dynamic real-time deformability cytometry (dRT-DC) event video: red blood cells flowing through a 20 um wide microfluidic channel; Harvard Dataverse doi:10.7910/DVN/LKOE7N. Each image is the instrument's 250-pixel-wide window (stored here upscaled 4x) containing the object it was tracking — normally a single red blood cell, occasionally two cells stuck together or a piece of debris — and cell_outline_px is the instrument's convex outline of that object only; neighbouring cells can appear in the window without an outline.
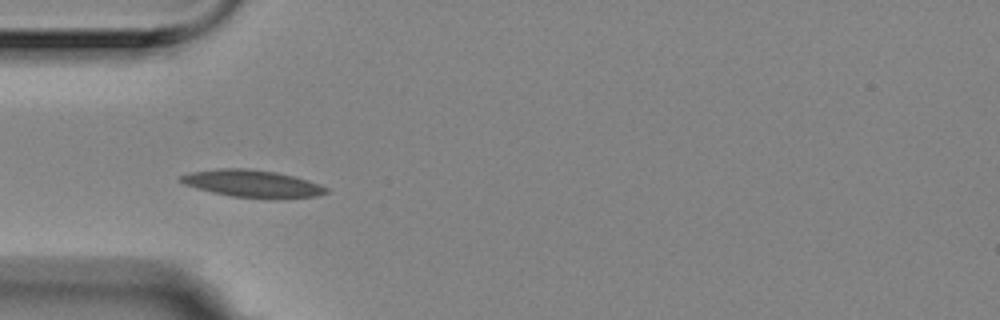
{"species": "Egyptian fruit bat (a non-hibernating species)", "species_latin": "Rousettus aegyptiacus", "temperature_condition": "room temperature", "stored_images_in_passage": 5, "camera_frame_rate_fps": 3000, "um_per_image_px": 0.085, "animal": {"sex": "female"}, "frame": {"image": 1, "passage_image": 4, "time_ms": 1.0, "image_size_px": [1000, 320], "cell_outline_px": [[328, 192], [316, 196], [232, 196], [212, 192], [196, 188], [184, 184], [176, 180], [180, 176], [192, 172], [220, 168], [248, 168], [276, 172], [308, 180], [320, 184], [328, 188]], "centroid_in_image_um": [21.36, 15.56], "position_along_channel_um": 63.6, "area_um2": 22.2}}
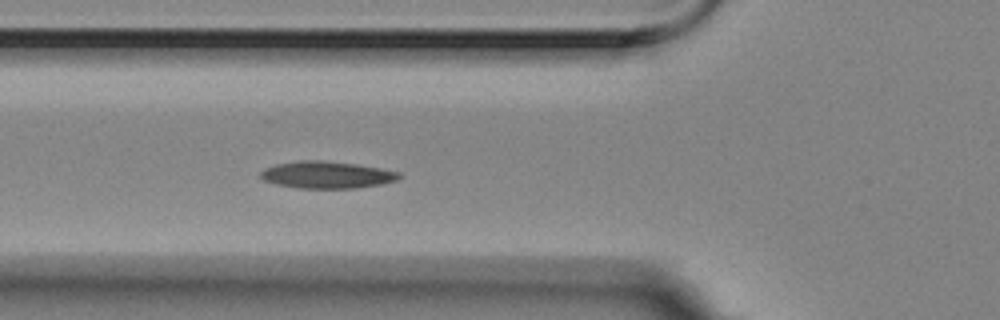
{"frame": {"image": 2, "passage_image": 5, "time_ms": 1.333, "image_size_px": [1000, 320], "cell_outline_px": [[404, 176], [396, 180], [380, 184], [356, 188], [300, 188], [276, 184], [264, 180], [260, 176], [260, 172], [264, 168], [276, 164], [300, 160], [320, 160], [356, 164], [380, 168], [400, 172]], "centroid_in_image_um": [27.78, 14.85], "position_along_channel_um": 98.0, "area_um2": 21.79}}